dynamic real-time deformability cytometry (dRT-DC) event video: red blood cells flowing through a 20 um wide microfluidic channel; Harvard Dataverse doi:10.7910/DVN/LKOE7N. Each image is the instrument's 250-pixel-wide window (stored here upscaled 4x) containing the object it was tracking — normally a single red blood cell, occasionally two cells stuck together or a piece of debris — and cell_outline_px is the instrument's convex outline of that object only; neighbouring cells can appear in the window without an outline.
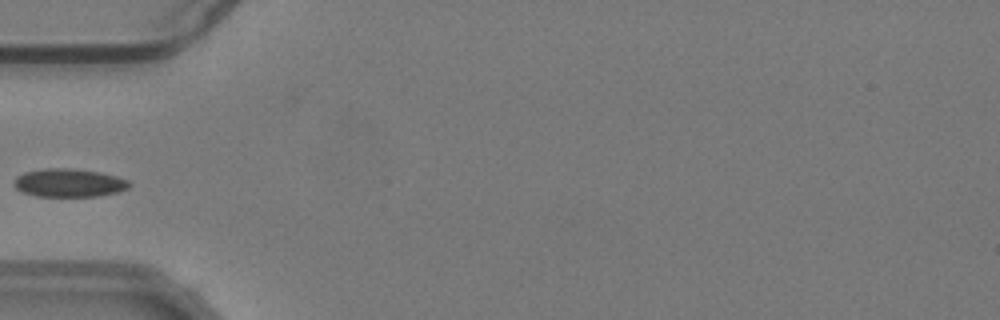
{"species": "common noctule bat (a hibernating species)", "species_latin": "Nyctalus noctula", "temperature_condition": "warm", "stored_images_in_passage": 37, "camera_frame_rate_fps": 3000, "um_per_image_px": 0.085, "animal": {"sex": "male", "body_mass_g": 19.2, "forearm_length_mm": 51.8}, "frame": {"image": 1, "passage_image": 1, "time_ms": 0.0, "image_size_px": [1000, 320], "cell_outline_px": [[132, 184], [128, 188], [120, 192], [100, 196], [36, 196], [24, 192], [16, 188], [12, 184], [16, 176], [24, 172], [44, 168], [68, 168], [100, 172], [116, 176], [128, 180]], "centroid_in_image_um": [5.88, 15.54], "position_along_channel_um": 79.1, "area_um2": 19.13}}
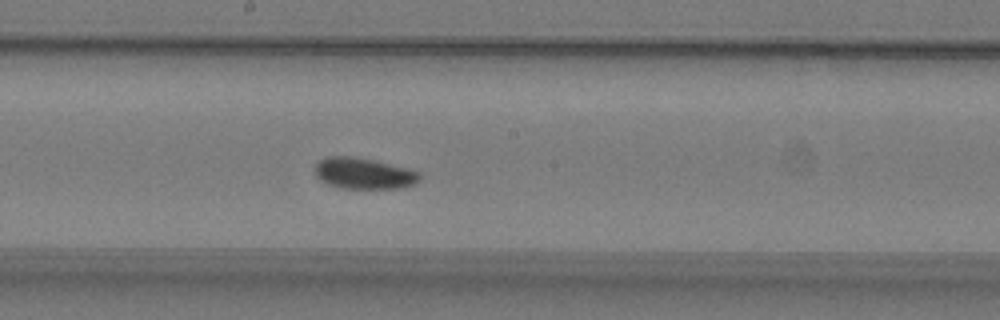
{"frame": {"image": 2, "passage_image": 12, "time_ms": 3.667, "image_size_px": [1000, 320], "cell_outline_px": [[420, 180], [416, 184], [404, 188], [340, 188], [328, 184], [320, 180], [316, 176], [316, 164], [320, 160], [328, 156], [352, 156], [376, 160], [408, 168], [420, 172]], "centroid_in_image_um": [30.96, 14.74], "position_along_channel_um": 217.2, "area_um2": 19.19}}
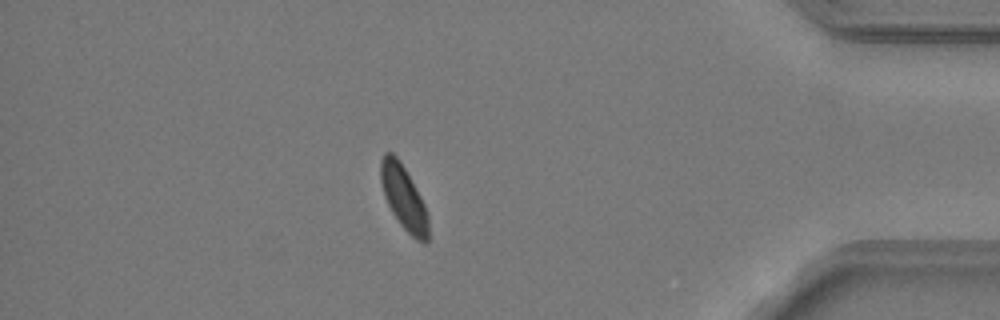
{"frame": {"image": 3, "passage_image": 30, "time_ms": 9.667, "image_size_px": [1000, 320], "cell_outline_px": [[428, 240], [424, 244], [416, 240], [400, 224], [392, 212], [384, 196], [380, 180], [380, 160], [384, 152], [392, 152], [400, 160], [420, 196], [428, 212]], "centroid_in_image_um": [34.3, 16.79], "position_along_channel_um": 400.9, "area_um2": 17.8}}